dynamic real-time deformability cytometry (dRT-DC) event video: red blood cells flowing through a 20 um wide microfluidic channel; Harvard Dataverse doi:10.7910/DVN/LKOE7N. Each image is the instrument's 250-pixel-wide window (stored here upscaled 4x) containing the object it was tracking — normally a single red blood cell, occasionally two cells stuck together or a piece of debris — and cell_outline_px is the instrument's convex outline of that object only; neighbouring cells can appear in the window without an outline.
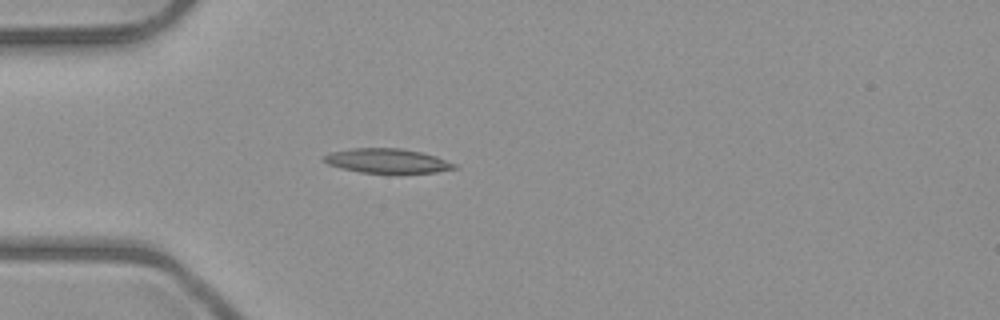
{"species": "common noctule bat (a hibernating species)", "species_latin": "Nyctalus noctula", "temperature_condition": "room temperature", "stored_images_in_passage": 4, "camera_frame_rate_fps": 3000, "um_per_image_px": 0.085, "animal": {"sex": "male", "body_mass_g": 23.1, "forearm_length_mm": 52.7}, "frame": {"image": 1, "passage_image": 4, "time_ms": 3.333, "image_size_px": [1000, 320], "cell_outline_px": [[460, 168], [436, 172], [360, 172], [340, 168], [328, 164], [324, 160], [324, 156], [332, 152], [352, 148], [404, 148], [436, 156], [456, 164]], "centroid_in_image_um": [32.94, 13.66], "position_along_channel_um": 52.1, "area_um2": 18.32}}